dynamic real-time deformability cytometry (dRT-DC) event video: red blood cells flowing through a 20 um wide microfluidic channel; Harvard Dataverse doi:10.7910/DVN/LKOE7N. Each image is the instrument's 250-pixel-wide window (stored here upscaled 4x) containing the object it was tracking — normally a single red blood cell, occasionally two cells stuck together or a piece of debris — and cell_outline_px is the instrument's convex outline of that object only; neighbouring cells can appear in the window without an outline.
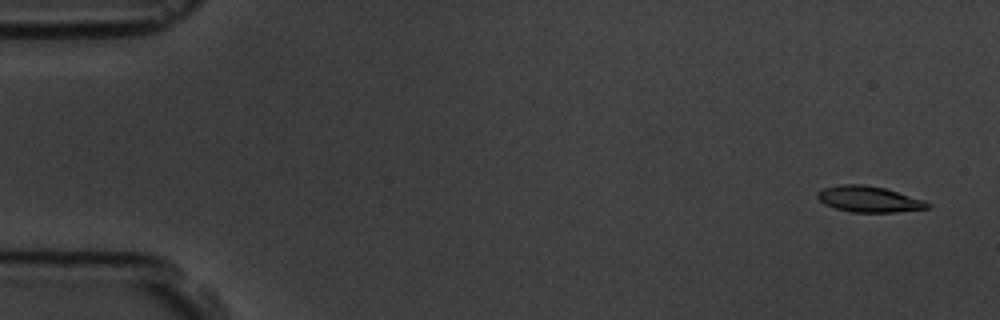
{"species": "common noctule bat (a hibernating species)", "species_latin": "Nyctalus noctula", "temperature_condition": "room temperature", "stored_images_in_passage": 4, "camera_frame_rate_fps": 3000, "um_per_image_px": 0.085, "animal": {"sex": "male", "body_mass_g": 19.5, "forearm_length_mm": 54.6}, "frame": {"image": 1, "passage_image": 1, "time_ms": 0.0, "image_size_px": [1000, 320], "cell_outline_px": [[928, 208], [896, 212], [852, 212], [836, 208], [824, 204], [816, 196], [816, 192], [824, 188], [840, 184], [864, 184], [884, 188], [924, 200], [928, 204]], "centroid_in_image_um": [73.81, 16.92], "position_along_channel_um": 11.2, "area_um2": 16.47}}
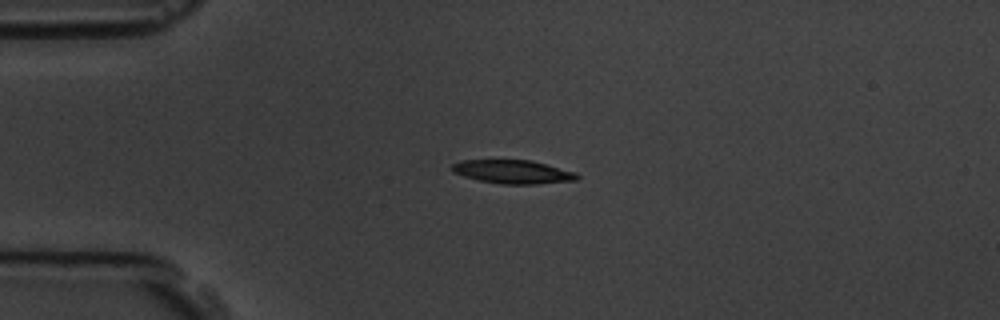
{"frame": {"image": 2, "passage_image": 4, "time_ms": 3.667, "image_size_px": [1000, 320], "cell_outline_px": [[580, 176], [576, 180], [536, 184], [500, 184], [480, 180], [464, 176], [452, 172], [452, 164], [460, 160], [528, 160], [576, 172]], "centroid_in_image_um": [43.57, 14.6], "position_along_channel_um": 41.4, "area_um2": 16.99}}